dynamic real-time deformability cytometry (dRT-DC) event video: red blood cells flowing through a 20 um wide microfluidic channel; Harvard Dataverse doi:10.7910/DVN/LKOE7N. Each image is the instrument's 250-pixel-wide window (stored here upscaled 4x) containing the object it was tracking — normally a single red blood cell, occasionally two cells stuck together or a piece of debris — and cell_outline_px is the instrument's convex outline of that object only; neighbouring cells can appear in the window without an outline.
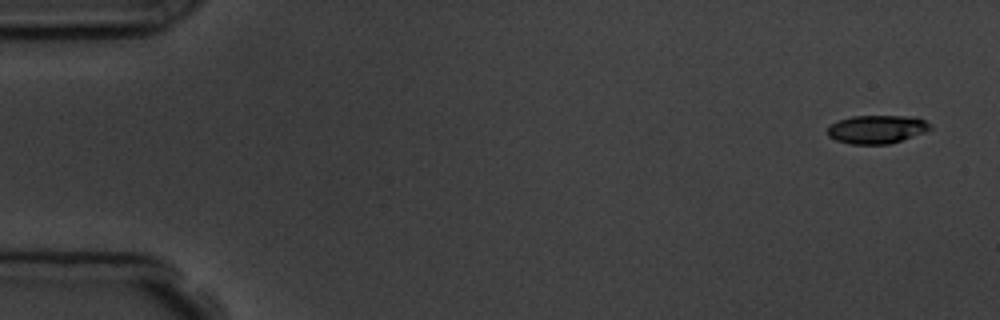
{"species": "common noctule bat (a hibernating species)", "species_latin": "Nyctalus noctula", "temperature_condition": "room temperature", "stored_images_in_passage": 5, "camera_frame_rate_fps": 3000, "um_per_image_px": 0.085, "animal": {"sex": "male", "body_mass_g": 19.5, "forearm_length_mm": 54.6}, "frame": {"image": 1, "passage_image": 1, "time_ms": 0.0, "image_size_px": [1000, 320], "cell_outline_px": [[932, 128], [924, 132], [888, 144], [852, 144], [836, 140], [828, 136], [828, 128], [832, 124], [840, 120], [852, 116], [916, 116], [932, 124]], "centroid_in_image_um": [74.55, 10.98], "position_along_channel_um": 10.4, "area_um2": 16.82}}
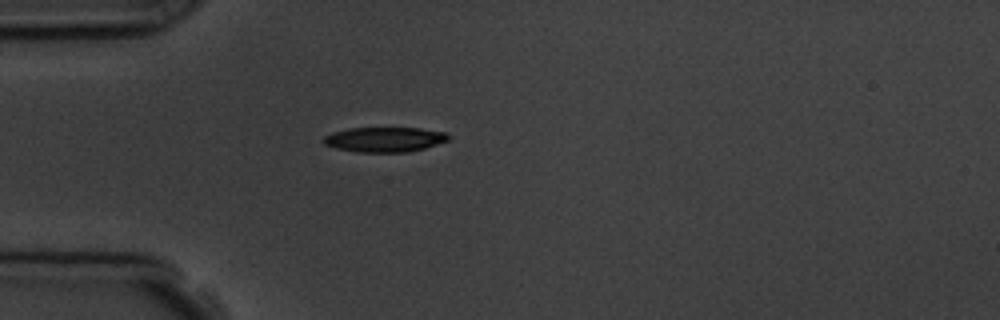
{"frame": {"image": 2, "passage_image": 5, "time_ms": 4.333, "image_size_px": [1000, 320], "cell_outline_px": [[448, 140], [424, 148], [408, 152], [356, 152], [336, 148], [324, 144], [320, 140], [324, 136], [332, 132], [348, 128], [420, 128], [444, 132], [448, 136]], "centroid_in_image_um": [32.62, 11.85], "position_along_channel_um": 52.4, "area_um2": 18.09}}